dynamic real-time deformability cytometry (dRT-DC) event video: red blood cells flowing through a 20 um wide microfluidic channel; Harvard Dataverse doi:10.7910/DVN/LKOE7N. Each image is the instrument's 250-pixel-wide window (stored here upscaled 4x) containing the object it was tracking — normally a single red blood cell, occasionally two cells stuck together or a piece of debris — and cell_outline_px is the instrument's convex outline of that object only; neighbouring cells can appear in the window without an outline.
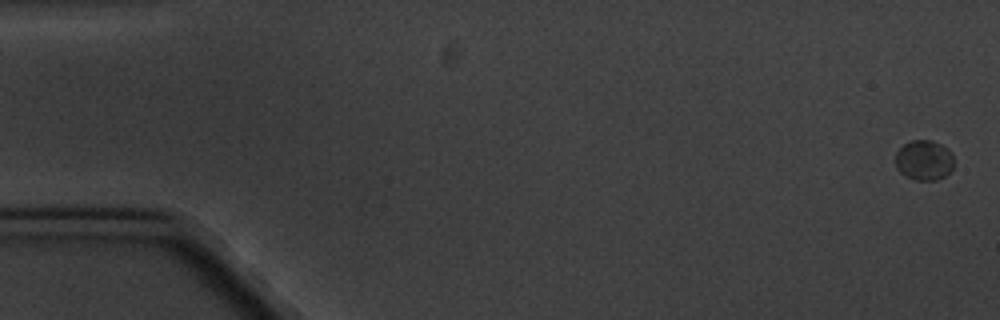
{"species": "common noctule bat (a hibernating species)", "species_latin": "Nyctalus noctula", "temperature_condition": "cold", "stored_images_in_passage": 4, "camera_frame_rate_fps": 3000, "um_per_image_px": 0.085, "animal": {"sex": "male", "body_mass_g": 20.1, "forearm_length_mm": 53.5}, "frame": {"image": 1, "passage_image": 1, "time_ms": 0.0, "image_size_px": [1000, 320], "cell_outline_px": [[952, 168], [944, 176], [936, 180], [916, 180], [900, 172], [896, 168], [896, 152], [904, 144], [912, 140], [932, 140], [948, 148], [952, 152]], "centroid_in_image_um": [78.54, 13.6], "position_along_channel_um": 6.5, "area_um2": 13.53}}